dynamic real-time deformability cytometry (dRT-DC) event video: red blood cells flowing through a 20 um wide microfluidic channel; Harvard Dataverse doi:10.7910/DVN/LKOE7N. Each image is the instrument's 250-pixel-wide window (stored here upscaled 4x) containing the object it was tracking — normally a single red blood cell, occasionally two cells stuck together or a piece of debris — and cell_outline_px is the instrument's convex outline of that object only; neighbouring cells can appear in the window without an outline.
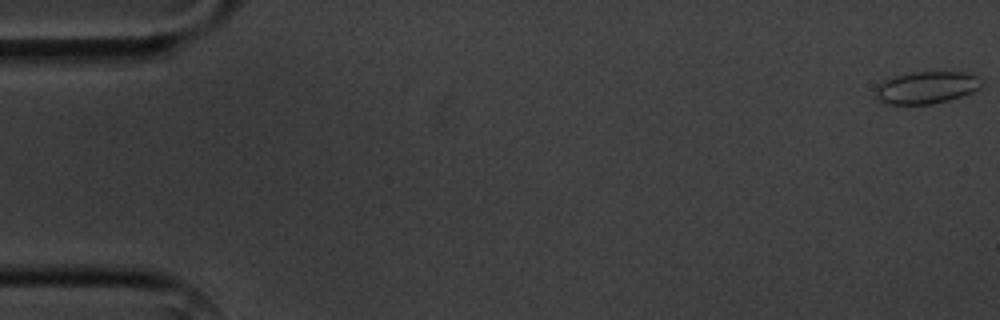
{"species": "common noctule bat (a hibernating species)", "species_latin": "Nyctalus noctula", "temperature_condition": "cold", "stored_images_in_passage": 5, "camera_frame_rate_fps": 3000, "um_per_image_px": 0.085, "animal": {"sex": "male", "body_mass_g": 20.1, "forearm_length_mm": 53.5}, "frame": {"image": 1, "passage_image": 1, "time_ms": 0.0, "image_size_px": [1000, 320], "cell_outline_px": [[984, 84], [980, 88], [972, 92], [948, 100], [932, 104], [884, 104], [876, 96], [876, 88], [880, 80], [892, 76], [908, 72], [964, 72], [976, 76], [984, 80]], "centroid_in_image_um": [78.73, 7.43], "position_along_channel_um": 6.3, "area_um2": 20.17}}
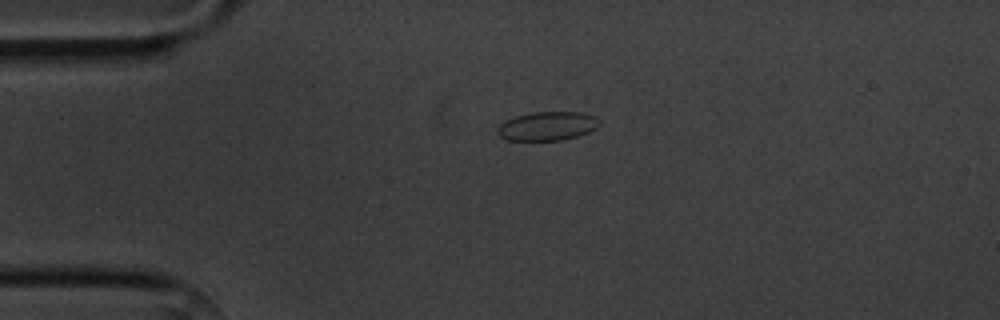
{"frame": {"image": 2, "passage_image": 4, "time_ms": 4.0, "image_size_px": [1000, 320], "cell_outline_px": [[600, 124], [596, 128], [588, 132], [576, 136], [560, 140], [508, 140], [500, 136], [496, 132], [496, 128], [504, 120], [516, 116], [532, 112], [584, 112], [596, 116], [600, 120]], "centroid_in_image_um": [46.52, 10.7], "position_along_channel_um": 38.5, "area_um2": 17.22}}